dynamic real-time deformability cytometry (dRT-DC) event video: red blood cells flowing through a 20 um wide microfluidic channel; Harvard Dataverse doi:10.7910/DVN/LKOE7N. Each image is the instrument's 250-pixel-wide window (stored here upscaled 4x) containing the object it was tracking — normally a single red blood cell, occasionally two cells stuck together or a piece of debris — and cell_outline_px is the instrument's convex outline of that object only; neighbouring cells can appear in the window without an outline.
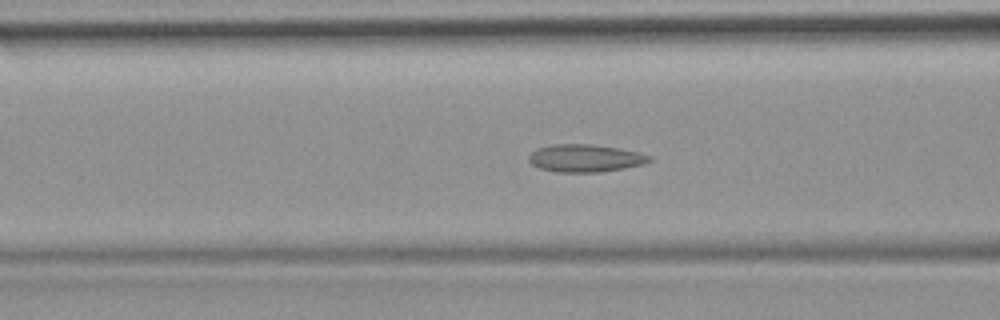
{"species": "common noctule bat (a hibernating species)", "species_latin": "Nyctalus noctula", "temperature_condition": "room temperature", "stored_images_in_passage": 44, "camera_frame_rate_fps": 3000, "um_per_image_px": 0.085, "animal": {"sex": "female", "body_mass_g": 19.9}, "frame": {"image": 1, "passage_image": 19, "time_ms": 6.0, "image_size_px": [1000, 320], "cell_outline_px": [[652, 160], [644, 164], [624, 168], [600, 172], [556, 172], [540, 168], [532, 164], [528, 160], [528, 156], [536, 148], [552, 144], [592, 144], [640, 152], [652, 156]], "centroid_in_image_um": [49.74, 13.44], "position_along_channel_um": 116.9, "area_um2": 19.48}, "authors_computed_cell_mechanics": {"area_um2": 19.1607, "velocity_mm_per_s": 3.906, "shape_relaxation_time_tau1_ms": null, "shape_relaxation_time_tau2_ms": 2.0178, "deformation_change_tau1": null, "deformation_change_tau2": 0.086}}